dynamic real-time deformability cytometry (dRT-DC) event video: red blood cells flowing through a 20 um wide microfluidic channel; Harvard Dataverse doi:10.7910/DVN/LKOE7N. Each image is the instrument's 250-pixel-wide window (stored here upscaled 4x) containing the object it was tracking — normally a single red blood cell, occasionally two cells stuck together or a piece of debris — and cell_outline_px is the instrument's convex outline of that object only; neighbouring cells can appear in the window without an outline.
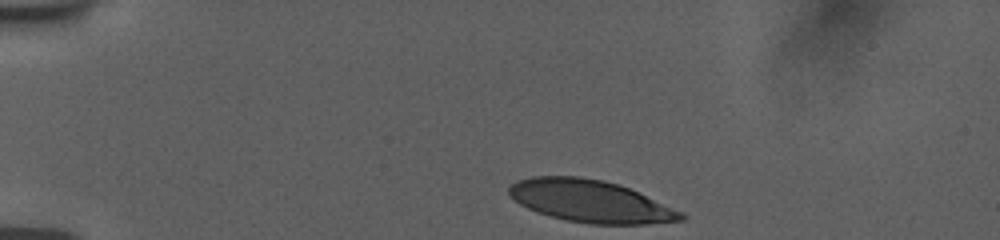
{"species": "human", "species_latin": "Homo sapiens", "temperature_condition": "room temperature", "stored_images_in_passage": 37, "camera_frame_rate_fps": 3000, "um_per_image_px": 0.085, "donor": {"sex": "female"}, "frame": {"image": 1, "passage_image": 1, "time_ms": 0.0, "image_size_px": [1000, 240], "cell_outline_px": [[688, 216], [684, 220], [644, 224], [588, 224], [564, 220], [536, 212], [520, 204], [508, 196], [508, 188], [516, 180], [532, 176], [580, 176], [604, 180], [628, 188], [684, 212]], "centroid_in_image_um": [50.16, 17.1], "position_along_channel_um": 34.8, "area_um2": 42.54}}
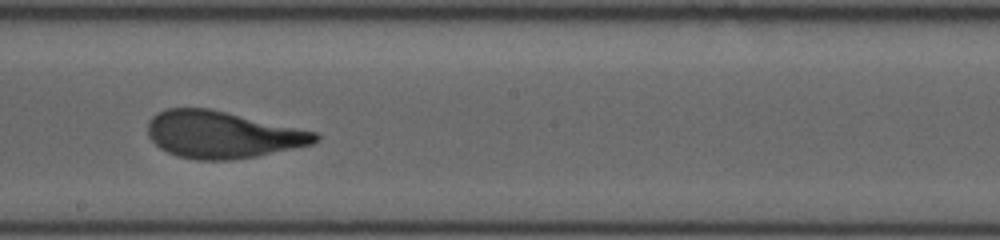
{"frame": {"image": 2, "passage_image": 22, "time_ms": 7.0, "image_size_px": [1000, 240], "cell_outline_px": [[320, 140], [312, 144], [256, 156], [228, 160], [196, 160], [176, 156], [160, 148], [148, 136], [148, 120], [156, 112], [168, 108], [208, 108], [316, 132], [320, 136]], "centroid_in_image_um": [18.85, 11.44], "position_along_channel_um": 229.3, "area_um2": 45.6}}
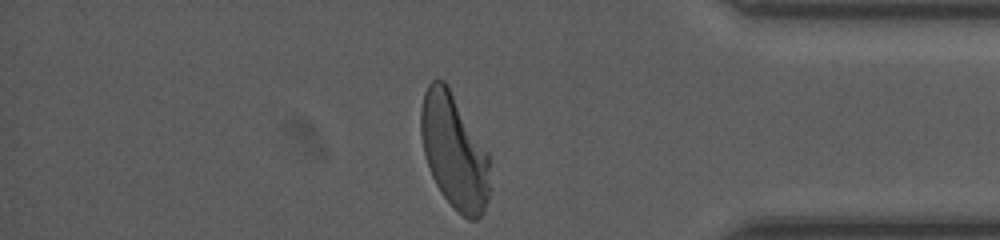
{"frame": {"image": 3, "passage_image": 37, "time_ms": 12.0, "image_size_px": [1000, 240], "cell_outline_px": [[488, 200], [484, 212], [476, 220], [468, 220], [456, 212], [452, 208], [436, 184], [432, 176], [424, 152], [420, 136], [420, 112], [424, 92], [428, 84], [432, 80], [444, 80], [488, 152]], "centroid_in_image_um": [38.58, 12.9], "position_along_channel_um": 396.6, "area_um2": 45.78}, "authors_computed_cell_mechanics": {"area_um2": 45.8932, "velocity_mm_per_s": 3.7377, "shape_relaxation_time_tau1_ms": 3.2228, "shape_relaxation_time_tau2_ms": 0.7554, "deformation_change_tau1": 0.1949, "deformation_change_tau2": 0.0855}}